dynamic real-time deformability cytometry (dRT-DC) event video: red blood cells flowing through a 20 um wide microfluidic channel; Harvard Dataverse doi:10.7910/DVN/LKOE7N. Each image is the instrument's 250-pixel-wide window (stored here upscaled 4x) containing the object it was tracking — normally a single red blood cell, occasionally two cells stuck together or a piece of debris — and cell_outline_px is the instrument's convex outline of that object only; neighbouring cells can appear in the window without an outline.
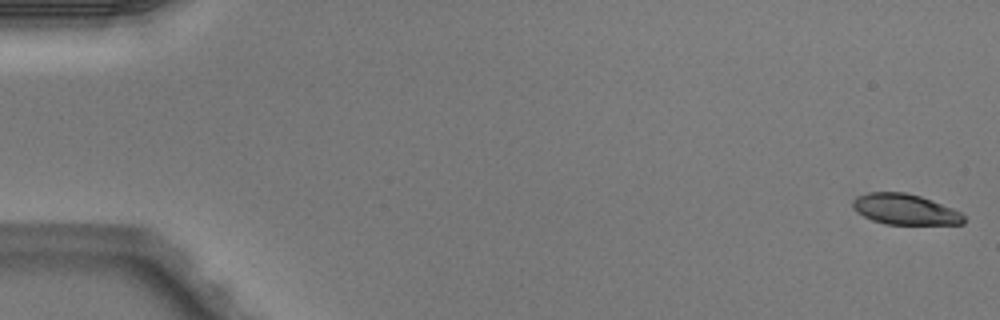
{"species": "Egyptian fruit bat (a non-hibernating species)", "species_latin": "Rousettus aegyptiacus", "temperature_condition": "warm", "stored_images_in_passage": 51, "camera_frame_rate_fps": 3000, "um_per_image_px": 0.085, "animal": {"sex": "male"}, "frame": {"image": 1, "passage_image": 1, "time_ms": 0.0, "image_size_px": [1000, 320], "cell_outline_px": [[964, 224], [888, 224], [872, 220], [856, 212], [852, 208], [852, 200], [868, 192], [904, 192], [920, 196], [952, 208], [960, 212], [964, 216]], "centroid_in_image_um": [76.9, 17.79], "position_along_channel_um": 8.1, "area_um2": 19.65}}
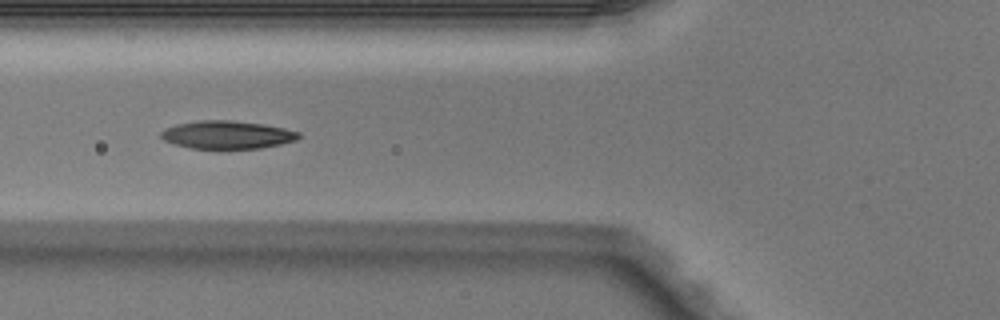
{"frame": {"image": 2, "passage_image": 20, "time_ms": 6.333, "image_size_px": [1000, 320], "cell_outline_px": [[300, 136], [296, 140], [280, 144], [260, 148], [192, 148], [176, 144], [164, 140], [160, 136], [160, 132], [164, 128], [176, 124], [200, 120], [232, 120], [264, 124], [284, 128], [300, 132]], "centroid_in_image_um": [19.3, 11.44], "position_along_channel_um": 106.5, "area_um2": 22.37}}
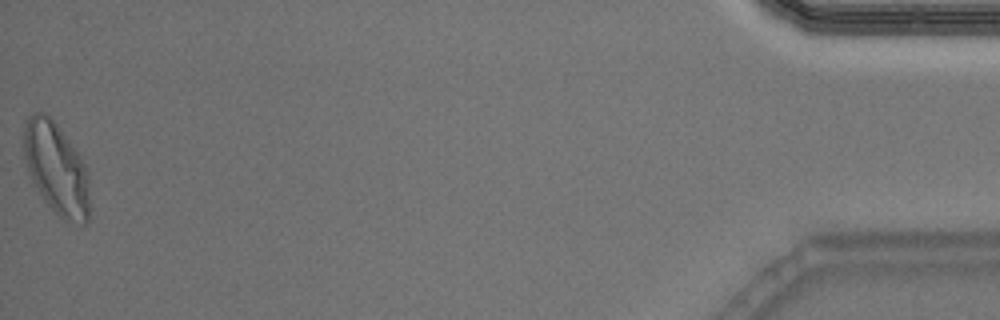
{"frame": {"image": 3, "passage_image": 51, "time_ms": 16.667, "image_size_px": [1000, 320], "cell_outline_px": [[92, 208], [88, 220], [84, 224], [64, 220], [44, 200], [32, 180], [28, 172], [24, 156], [24, 124], [28, 116], [36, 112], [44, 112], [56, 124], [80, 156], [84, 164], [88, 176]], "centroid_in_image_um": [4.82, 14.36], "position_along_channel_um": 430.4, "area_um2": 35.2}, "authors_computed_cell_mechanics": {"area_um2": 22.4264, "velocity_mm_per_s": 4.0212, "shape_relaxation_time_tau1_ms": 2.9457, "shape_relaxation_time_tau2_ms": 1.2837, "deformation_change_tau1": 0.1759, "deformation_change_tau2": 0.0736}}